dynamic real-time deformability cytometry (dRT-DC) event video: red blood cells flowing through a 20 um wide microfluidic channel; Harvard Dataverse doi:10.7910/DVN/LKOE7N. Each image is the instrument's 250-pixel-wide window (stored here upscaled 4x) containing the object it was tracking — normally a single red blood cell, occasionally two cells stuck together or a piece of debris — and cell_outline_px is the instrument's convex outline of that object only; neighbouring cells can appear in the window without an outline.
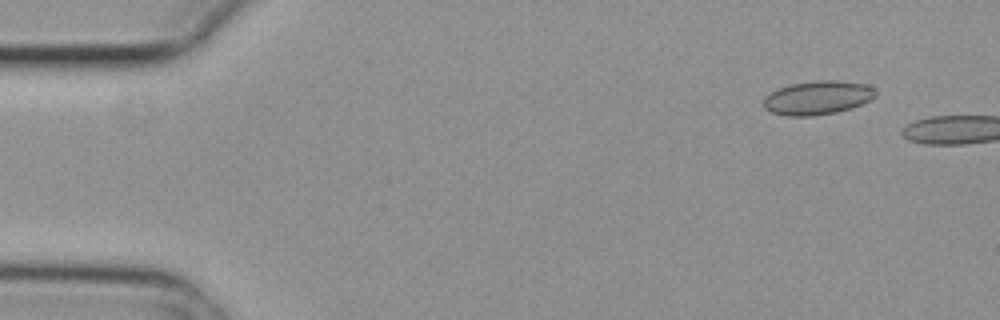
{"species": "common noctule bat (a hibernating species)", "species_latin": "Nyctalus noctula", "temperature_condition": "cold", "stored_images_in_passage": 2, "camera_frame_rate_fps": 3000, "um_per_image_px": 0.085, "animal": {"sex": "female", "body_mass_g": 29.2, "forearm_length_mm": 56.3}, "frame": {"image": 1, "passage_image": 1, "time_ms": 0.0, "image_size_px": [1000, 320], "cell_outline_px": [[876, 96], [852, 108], [836, 112], [812, 116], [788, 116], [772, 112], [764, 108], [764, 96], [780, 88], [792, 84], [820, 80], [832, 80], [864, 84], [872, 88], [876, 92]], "centroid_in_image_um": [69.47, 8.32], "position_along_channel_um": 15.5, "area_um2": 21.68}}